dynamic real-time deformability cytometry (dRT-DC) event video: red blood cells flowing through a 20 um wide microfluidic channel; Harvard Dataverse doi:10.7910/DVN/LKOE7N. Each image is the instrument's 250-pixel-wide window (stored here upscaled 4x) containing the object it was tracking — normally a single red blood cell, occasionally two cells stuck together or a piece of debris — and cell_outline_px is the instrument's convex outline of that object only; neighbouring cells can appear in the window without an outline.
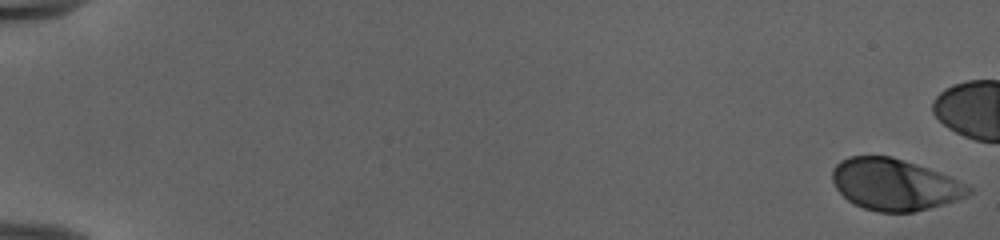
{"species": "human", "species_latin": "Homo sapiens", "temperature_condition": "cold", "stored_images_in_passage": 45, "camera_frame_rate_fps": 3000, "um_per_image_px": 0.085, "donor": {"sex": "female"}, "frame": {"image": 1, "passage_image": 1, "time_ms": 0.0, "image_size_px": [1000, 240], "cell_outline_px": [[972, 192], [968, 196], [944, 204], [912, 212], [876, 212], [864, 208], [848, 200], [836, 188], [832, 180], [832, 168], [840, 160], [848, 156], [892, 156], [928, 168], [948, 176], [972, 188]], "centroid_in_image_um": [76.01, 15.68], "position_along_channel_um": 9.0, "area_um2": 40.69}}
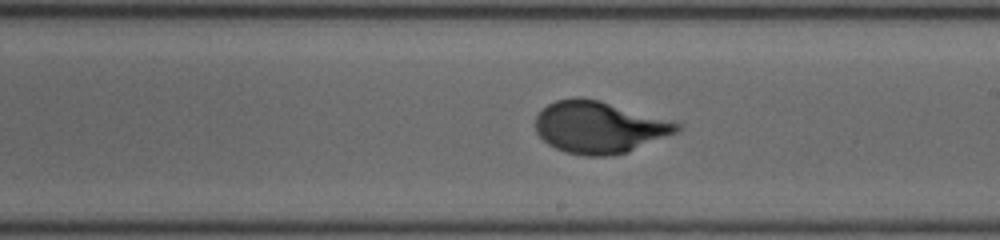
{"frame": {"image": 2, "passage_image": 33, "time_ms": 10.667, "image_size_px": [1000, 240], "cell_outline_px": [[680, 128], [676, 132], [624, 152], [608, 156], [584, 156], [564, 152], [548, 144], [536, 132], [536, 116], [548, 104], [556, 100], [580, 96], [600, 100], [680, 124]], "centroid_in_image_um": [50.84, 10.8], "position_along_channel_um": 238.2, "area_um2": 41.96}}
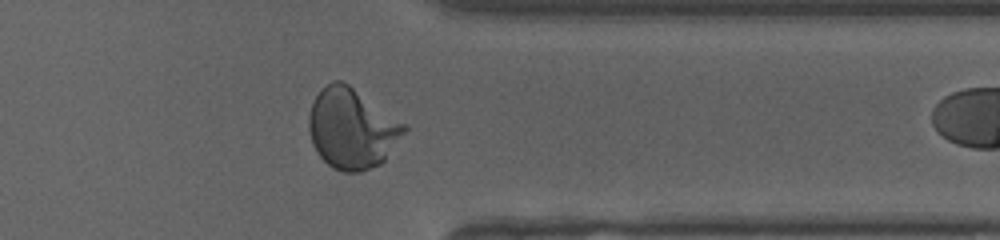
{"frame": {"image": 3, "passage_image": 44, "time_ms": 14.333, "image_size_px": [1000, 240], "cell_outline_px": [[408, 128], [384, 160], [380, 164], [360, 172], [344, 172], [332, 168], [316, 152], [312, 144], [308, 128], [308, 120], [312, 104], [316, 96], [332, 80], [340, 80], [348, 84], [408, 124]], "centroid_in_image_um": [29.92, 10.93], "position_along_channel_um": 381.5, "area_um2": 44.51}}